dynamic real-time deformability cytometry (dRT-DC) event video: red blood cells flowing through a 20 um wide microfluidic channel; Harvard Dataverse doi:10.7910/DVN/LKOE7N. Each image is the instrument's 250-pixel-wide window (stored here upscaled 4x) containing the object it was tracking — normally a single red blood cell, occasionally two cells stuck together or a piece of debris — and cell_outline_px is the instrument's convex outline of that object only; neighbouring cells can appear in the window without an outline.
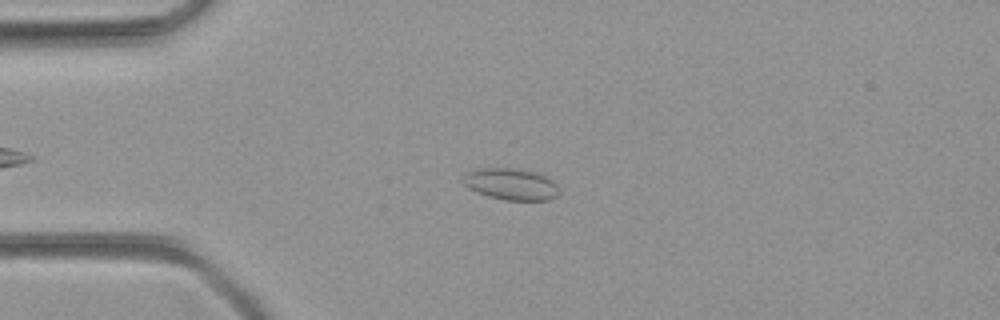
{"species": "common noctule bat (a hibernating species)", "species_latin": "Nyctalus noctula", "temperature_condition": "room temperature", "stored_images_in_passage": 49, "camera_frame_rate_fps": 3000, "um_per_image_px": 0.085, "animal": {"sex": "female", "body_mass_g": 21.9}, "frame": {"image": 1, "passage_image": 11, "time_ms": 3.333, "image_size_px": [1000, 320], "cell_outline_px": [[560, 192], [556, 196], [548, 200], [504, 200], [488, 196], [476, 192], [468, 188], [460, 180], [468, 172], [480, 168], [520, 168], [536, 172], [552, 180], [556, 184]], "centroid_in_image_um": [43.42, 15.65], "position_along_channel_um": 41.6, "area_um2": 17.8}}
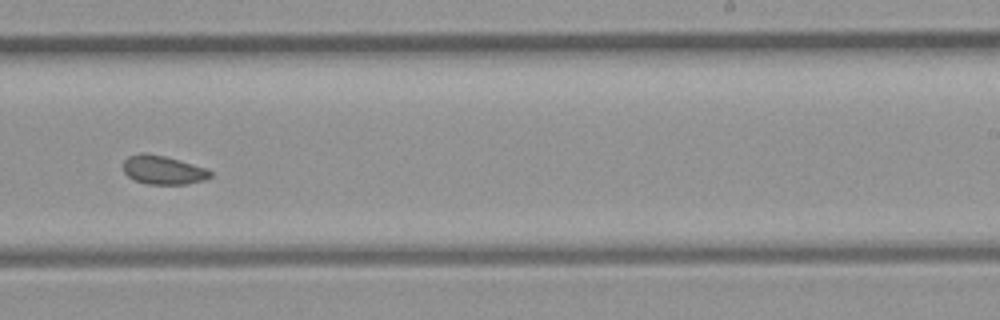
{"frame": {"image": 2, "passage_image": 30, "time_ms": 9.667, "image_size_px": [1000, 320], "cell_outline_px": [[212, 176], [204, 180], [188, 184], [144, 184], [132, 180], [124, 172], [124, 160], [128, 156], [140, 152], [144, 152], [164, 156], [180, 160], [204, 168], [212, 172]], "centroid_in_image_um": [13.83, 14.45], "position_along_channel_um": 275.2, "area_um2": 14.68}}
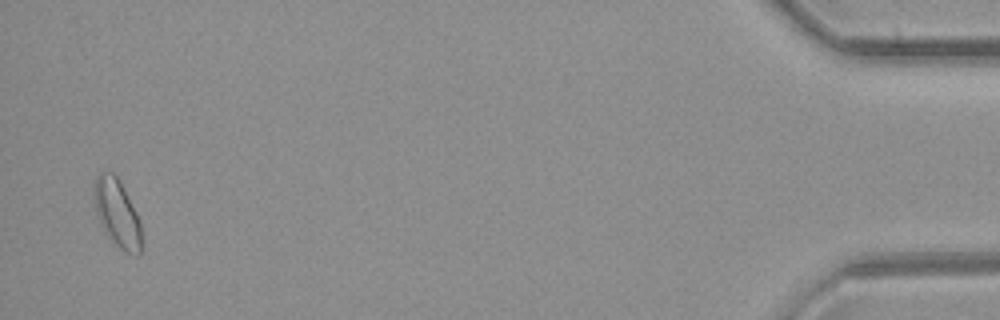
{"frame": {"image": 3, "passage_image": 48, "time_ms": 15.667, "image_size_px": [1000, 320], "cell_outline_px": [[140, 252], [136, 256], [124, 252], [108, 236], [100, 224], [96, 208], [96, 176], [100, 172], [112, 172], [120, 180], [136, 212], [140, 224]], "centroid_in_image_um": [9.98, 18.14], "position_along_channel_um": 425.2, "area_um2": 18.03}}